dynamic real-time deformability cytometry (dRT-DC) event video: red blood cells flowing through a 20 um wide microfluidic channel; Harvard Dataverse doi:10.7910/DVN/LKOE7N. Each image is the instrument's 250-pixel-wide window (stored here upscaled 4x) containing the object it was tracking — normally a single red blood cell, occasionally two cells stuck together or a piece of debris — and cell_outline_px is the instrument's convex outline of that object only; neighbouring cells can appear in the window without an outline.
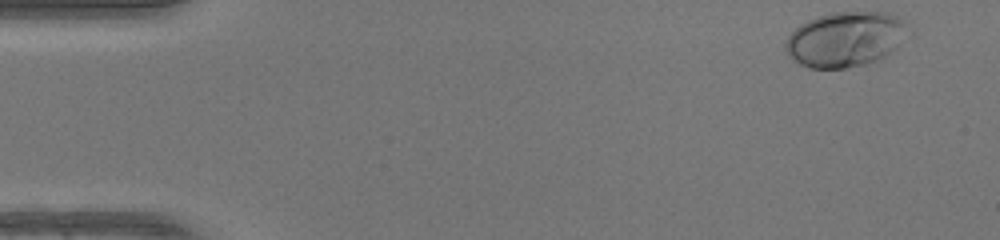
{"species": "human", "species_latin": "Homo sapiens", "temperature_condition": "warm", "stored_images_in_passage": 48, "camera_frame_rate_fps": 3000, "um_per_image_px": 0.085, "donor": {"sex": "female"}, "frame": {"image": 1, "passage_image": 1, "time_ms": 0.0, "image_size_px": [1000, 240], "cell_outline_px": [[916, 36], [892, 52], [876, 60], [864, 64], [844, 68], [808, 68], [792, 60], [788, 56], [784, 44], [788, 36], [800, 24], [816, 16], [832, 12], [888, 12], [904, 20]], "centroid_in_image_um": [71.96, 3.32], "position_along_channel_um": 13.0, "area_um2": 40.4}}
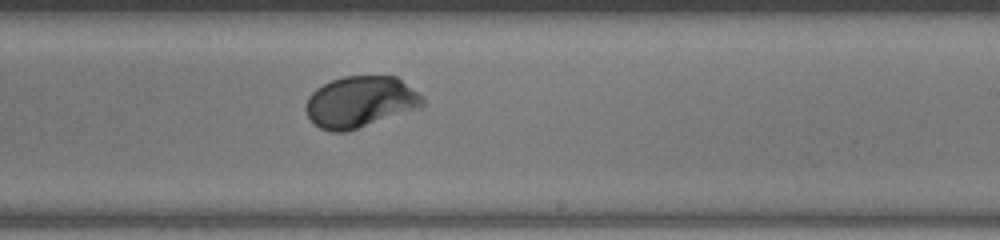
{"frame": {"image": 2, "passage_image": 28, "time_ms": 9.0, "image_size_px": [1000, 240], "cell_outline_px": [[424, 104], [420, 108], [348, 132], [332, 132], [320, 128], [312, 124], [304, 108], [308, 96], [316, 88], [332, 80], [344, 76], [396, 76], [416, 92], [424, 100]], "centroid_in_image_um": [30.58, 8.68], "position_along_channel_um": 258.4, "area_um2": 35.03}}
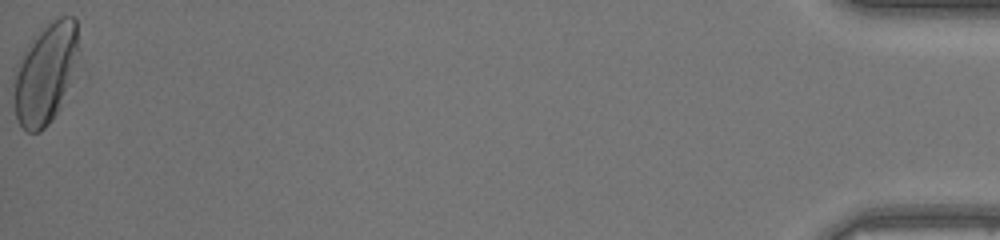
{"frame": {"image": 3, "passage_image": 48, "time_ms": 15.667, "image_size_px": [1000, 240], "cell_outline_px": [[80, 56], [60, 108], [48, 124], [40, 132], [28, 132], [20, 124], [16, 116], [12, 96], [12, 80], [20, 56], [44, 24], [60, 16], [76, 16]], "centroid_in_image_um": [3.87, 6.21], "position_along_channel_um": 431.3, "area_um2": 38.61}, "authors_computed_cell_mechanics": {"area_um2": 34.4488, "velocity_mm_per_s": 4.1529, "shape_relaxation_time_tau1_ms": 1.6235, "shape_relaxation_time_tau2_ms": null, "deformation_change_tau1": 0.1385, "deformation_change_tau2": null}}